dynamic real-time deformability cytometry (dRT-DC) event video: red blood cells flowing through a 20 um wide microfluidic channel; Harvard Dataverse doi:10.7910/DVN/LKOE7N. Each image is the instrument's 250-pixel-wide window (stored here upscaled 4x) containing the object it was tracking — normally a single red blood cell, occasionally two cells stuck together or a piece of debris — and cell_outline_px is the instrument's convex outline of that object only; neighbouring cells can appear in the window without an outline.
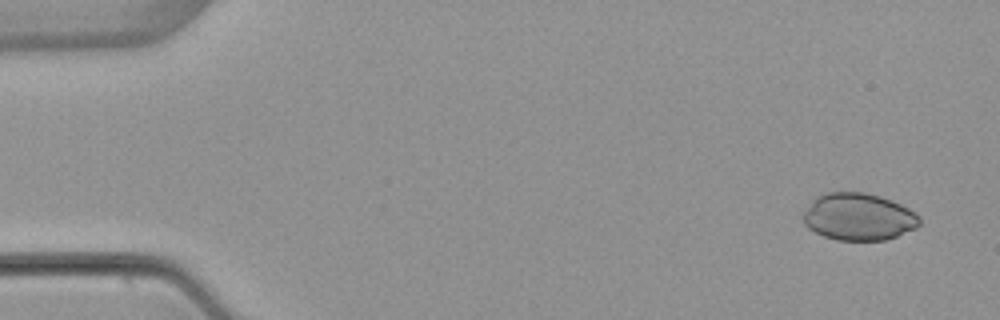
{"species": "common noctule bat (a hibernating species)", "species_latin": "Nyctalus noctula", "temperature_condition": "warm", "stored_images_in_passage": 4, "camera_frame_rate_fps": 3000, "um_per_image_px": 0.085, "animal": {"sex": "female", "body_mass_g": 22.7, "forearm_length_mm": 54.2}, "frame": {"image": 1, "passage_image": 1, "time_ms": 0.0, "image_size_px": [1000, 320], "cell_outline_px": [[920, 224], [916, 228], [896, 236], [884, 240], [836, 240], [824, 236], [808, 228], [804, 224], [804, 212], [812, 200], [816, 196], [824, 192], [864, 192], [880, 196], [892, 200], [908, 208], [920, 216]], "centroid_in_image_um": [72.97, 18.42], "position_along_channel_um": 12.0, "area_um2": 32.02}}